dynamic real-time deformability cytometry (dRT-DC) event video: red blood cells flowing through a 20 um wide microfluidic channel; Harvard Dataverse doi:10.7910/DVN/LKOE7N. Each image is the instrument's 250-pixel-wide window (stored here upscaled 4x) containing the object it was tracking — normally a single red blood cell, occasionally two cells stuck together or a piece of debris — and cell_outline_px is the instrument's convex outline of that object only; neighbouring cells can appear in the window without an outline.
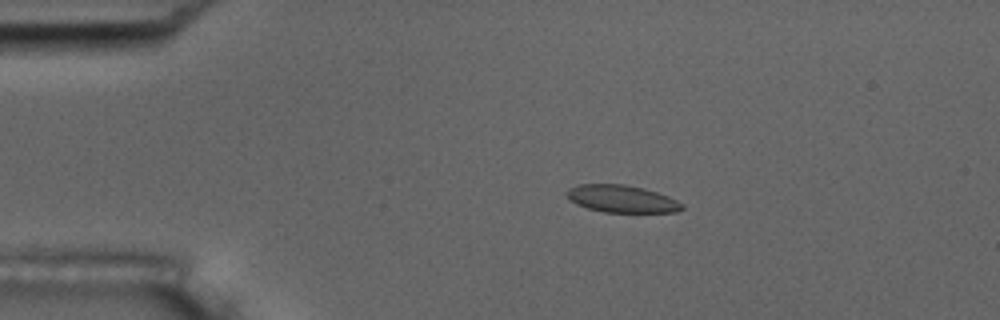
{"species": "common noctule bat (a hibernating species)", "species_latin": "Nyctalus noctula", "temperature_condition": "room temperature", "stored_images_in_passage": 55, "camera_frame_rate_fps": 3000, "um_per_image_px": 0.085, "animal": {"sex": "male", "body_mass_g": 17.5, "forearm_length_mm": 52.3}, "frame": {"image": 1, "passage_image": 11, "time_ms": 3.333, "image_size_px": [1000, 320], "cell_outline_px": [[684, 208], [676, 212], [604, 212], [588, 208], [576, 204], [568, 200], [564, 192], [568, 188], [580, 184], [624, 184], [644, 188], [668, 196], [684, 204]], "centroid_in_image_um": [52.81, 16.89], "position_along_channel_um": 32.2, "area_um2": 18.5}}
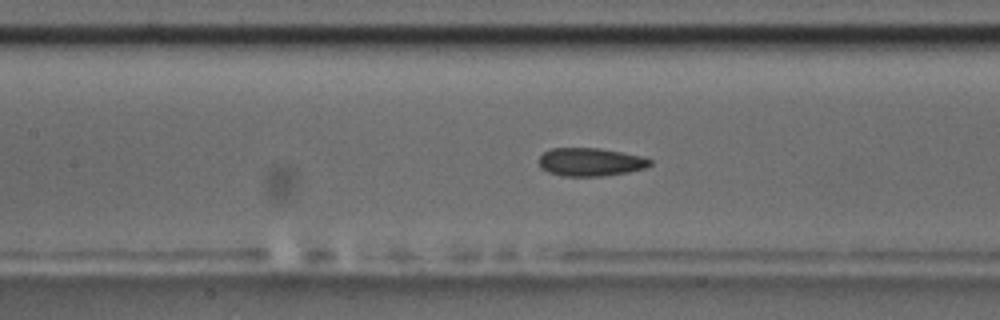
{"frame": {"image": 2, "passage_image": 25, "time_ms": 8.0, "image_size_px": [1000, 320], "cell_outline_px": [[652, 164], [644, 168], [628, 172], [600, 176], [564, 176], [548, 172], [540, 168], [540, 156], [544, 152], [552, 148], [600, 148], [640, 156], [652, 160]], "centroid_in_image_um": [50.17, 13.77], "position_along_channel_um": 157.2, "area_um2": 18.09}}
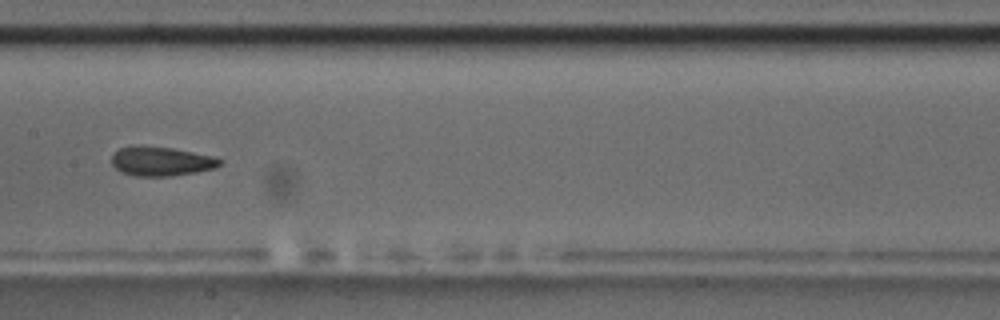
{"frame": {"image": 3, "passage_image": 28, "time_ms": 9.0, "image_size_px": [1000, 320], "cell_outline_px": [[224, 160], [216, 168], [196, 172], [172, 176], [136, 176], [120, 172], [112, 164], [112, 152], [120, 148], [132, 144], [140, 144], [172, 148], [216, 156]], "centroid_in_image_um": [13.69, 13.68], "position_along_channel_um": 193.7, "area_um2": 18.96}, "authors_computed_cell_mechanics": {"area_um2": 18.6694, "velocity_mm_per_s": 3.6867, "shape_relaxation_time_tau1_ms": null, "shape_relaxation_time_tau2_ms": 2.844, "deformation_change_tau1": null, "deformation_change_tau2": 0.0506}}